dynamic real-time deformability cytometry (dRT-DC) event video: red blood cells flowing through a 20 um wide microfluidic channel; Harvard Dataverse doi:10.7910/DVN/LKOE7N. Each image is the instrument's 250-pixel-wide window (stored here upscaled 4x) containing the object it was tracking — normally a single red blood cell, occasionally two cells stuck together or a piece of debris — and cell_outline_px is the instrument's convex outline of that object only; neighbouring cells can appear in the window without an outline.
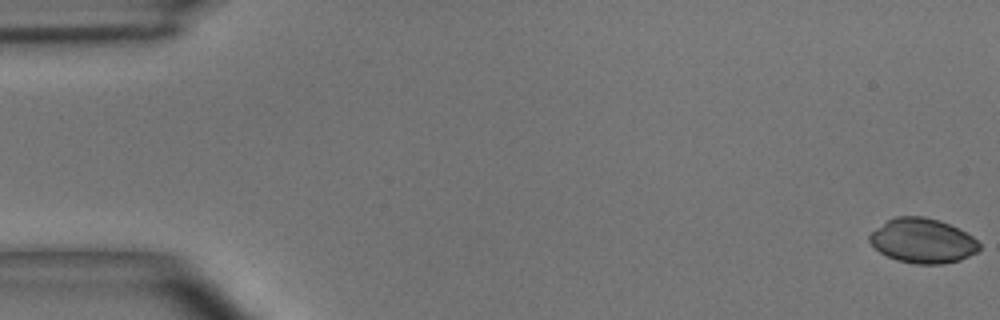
{"species": "common noctule bat (a hibernating species)", "species_latin": "Nyctalus noctula", "temperature_condition": "room temperature", "stored_images_in_passage": 51, "camera_frame_rate_fps": 3000, "um_per_image_px": 0.085, "animal": {"sex": "male", "body_mass_g": 15.6}, "frame": {"image": 1, "passage_image": 1, "time_ms": 0.0, "image_size_px": [1000, 320], "cell_outline_px": [[980, 248], [976, 252], [960, 260], [944, 264], [916, 264], [896, 260], [880, 252], [868, 240], [868, 236], [876, 228], [888, 220], [896, 216], [924, 216], [940, 220], [972, 236], [980, 244]], "centroid_in_image_um": [78.41, 20.47], "position_along_channel_um": 6.6, "area_um2": 28.38}}
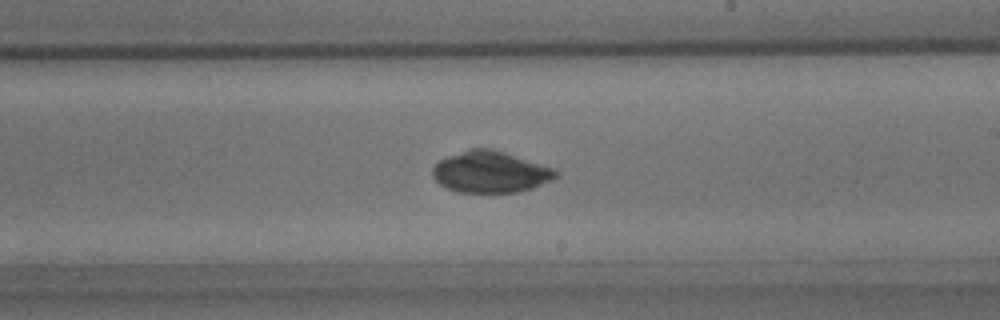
{"frame": {"image": 2, "passage_image": 30, "time_ms": 9.667, "image_size_px": [1000, 320], "cell_outline_px": [[560, 176], [552, 180], [532, 188], [516, 192], [456, 192], [440, 184], [432, 176], [432, 168], [440, 160], [448, 156], [468, 148], [492, 148], [556, 168], [560, 172]], "centroid_in_image_um": [41.72, 14.6], "position_along_channel_um": 247.3, "area_um2": 30.0}}
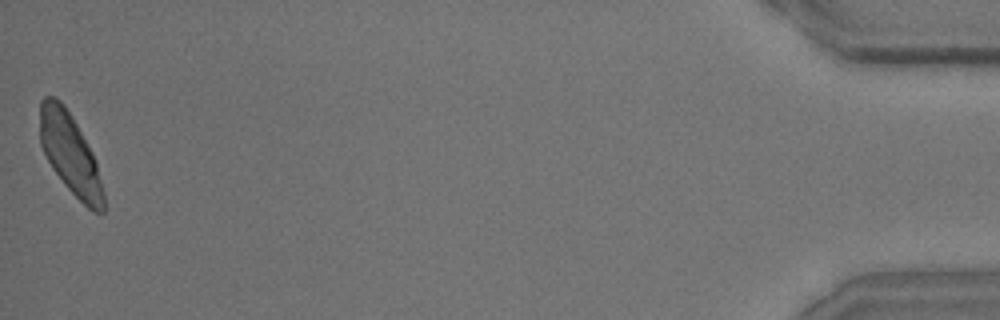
{"frame": {"image": 3, "passage_image": 51, "time_ms": 16.667, "image_size_px": [1000, 320], "cell_outline_px": [[104, 212], [92, 212], [64, 184], [52, 168], [40, 144], [40, 100], [44, 96], [52, 96], [60, 100], [64, 104], [72, 116], [92, 152], [96, 164], [104, 192]], "centroid_in_image_um": [5.95, 13.06], "position_along_channel_um": 429.3, "area_um2": 29.65}, "authors_computed_cell_mechanics": {"area_um2": 29.767, "velocity_mm_per_s": 3.9404, "shape_relaxation_time_tau1_ms": 6.1092, "shape_relaxation_time_tau2_ms": 0.7682, "deformation_change_tau1": 0.2449, "deformation_change_tau2": 0.0343}}